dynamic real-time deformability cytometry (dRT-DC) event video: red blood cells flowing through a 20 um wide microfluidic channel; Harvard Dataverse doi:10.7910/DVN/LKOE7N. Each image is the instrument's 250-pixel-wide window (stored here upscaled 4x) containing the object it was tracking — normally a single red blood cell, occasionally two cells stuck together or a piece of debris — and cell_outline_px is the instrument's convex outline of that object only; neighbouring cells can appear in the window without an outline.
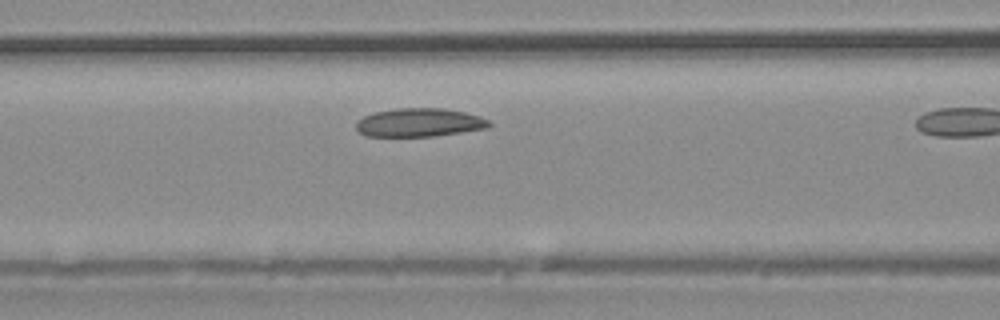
{"species": "common noctule bat (a hibernating species)", "species_latin": "Nyctalus noctula", "temperature_condition": "warm", "stored_images_in_passage": 8, "camera_frame_rate_fps": 3000, "um_per_image_px": 0.085, "animal": {"sex": "male", "body_mass_g": 20.4}, "frame": {"image": 1, "passage_image": 7, "time_ms": 2.0, "image_size_px": [1000, 320], "cell_outline_px": [[492, 124], [488, 128], [432, 136], [364, 136], [356, 128], [356, 120], [364, 116], [376, 112], [396, 108], [444, 108], [464, 112], [480, 116], [488, 120]], "centroid_in_image_um": [35.63, 10.41], "position_along_channel_um": 131.0, "area_um2": 22.02}}